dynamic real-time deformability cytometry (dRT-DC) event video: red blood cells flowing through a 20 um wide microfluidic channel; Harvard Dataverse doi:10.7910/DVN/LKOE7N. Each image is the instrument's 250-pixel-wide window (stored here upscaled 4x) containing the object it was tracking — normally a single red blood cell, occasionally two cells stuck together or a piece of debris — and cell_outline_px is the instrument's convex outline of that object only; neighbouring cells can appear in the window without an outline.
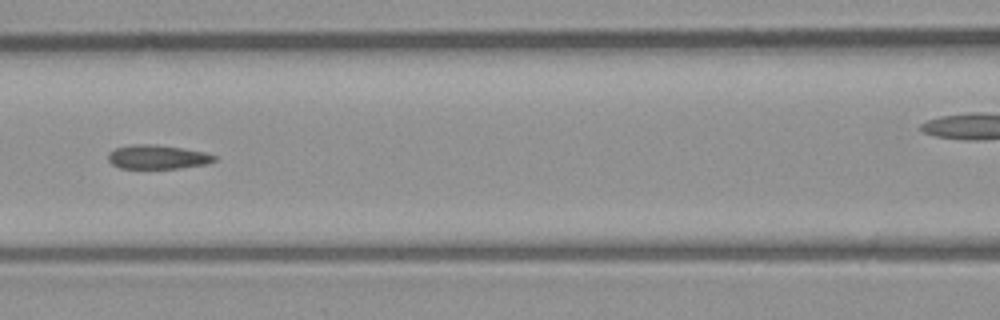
{"species": "common noctule bat (a hibernating species)", "species_latin": "Nyctalus noctula", "temperature_condition": "room temperature", "stored_images_in_passage": 9, "camera_frame_rate_fps": 3000, "um_per_image_px": 0.085, "animal": {"sex": "male", "body_mass_g": 23.1, "forearm_length_mm": 52.7}, "frame": {"image": 1, "passage_image": 8, "time_ms": 7.667, "image_size_px": [1000, 320], "cell_outline_px": [[216, 160], [208, 164], [180, 168], [120, 168], [112, 164], [108, 160], [108, 152], [116, 148], [132, 144], [148, 144], [180, 148], [204, 152], [216, 156]], "centroid_in_image_um": [13.37, 13.35], "position_along_channel_um": 153.2, "area_um2": 14.74}}